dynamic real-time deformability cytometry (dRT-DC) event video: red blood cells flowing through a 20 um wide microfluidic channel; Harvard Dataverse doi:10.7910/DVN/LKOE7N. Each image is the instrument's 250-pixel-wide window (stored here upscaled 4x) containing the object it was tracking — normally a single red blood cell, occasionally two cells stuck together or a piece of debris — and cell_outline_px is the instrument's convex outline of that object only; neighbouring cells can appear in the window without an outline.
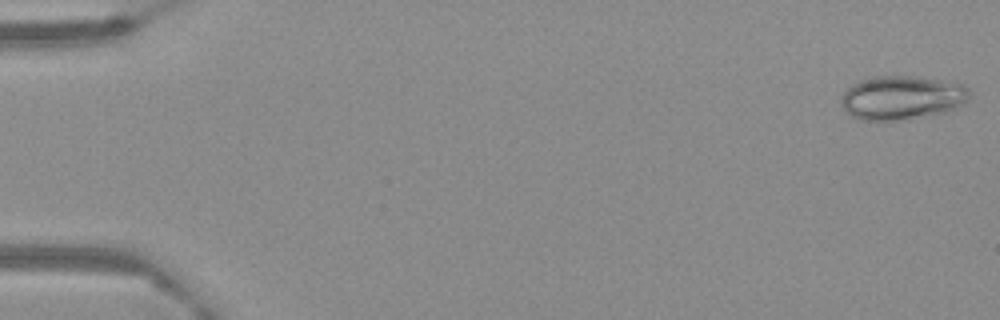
{"species": "Egyptian fruit bat (a non-hibernating species)", "species_latin": "Rousettus aegyptiacus", "temperature_condition": "warm", "stored_images_in_passage": 58, "camera_frame_rate_fps": 3000, "um_per_image_px": 0.085, "frame": {"image": 1, "passage_image": 1, "time_ms": 0.0, "image_size_px": [1000, 320], "cell_outline_px": [[972, 92], [964, 104], [944, 112], [904, 120], [860, 120], [852, 116], [840, 104], [840, 96], [856, 80], [876, 76], [908, 76], [964, 84]], "centroid_in_image_um": [76.63, 8.3], "position_along_channel_um": 8.4, "area_um2": 32.83}}
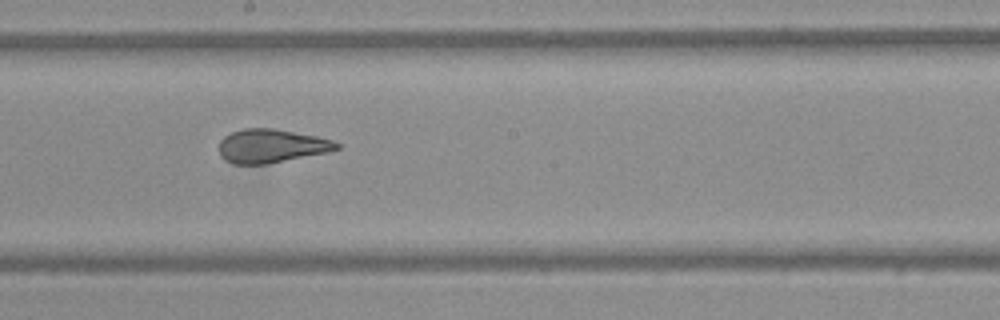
{"frame": {"image": 2, "passage_image": 36, "time_ms": 11.667, "image_size_px": [1000, 320], "cell_outline_px": [[340, 148], [328, 152], [268, 164], [232, 164], [224, 160], [220, 156], [220, 140], [224, 136], [232, 132], [244, 128], [272, 128], [316, 136], [332, 140], [340, 144]], "centroid_in_image_um": [23.05, 12.41], "position_along_channel_um": 225.2, "area_um2": 23.06}}
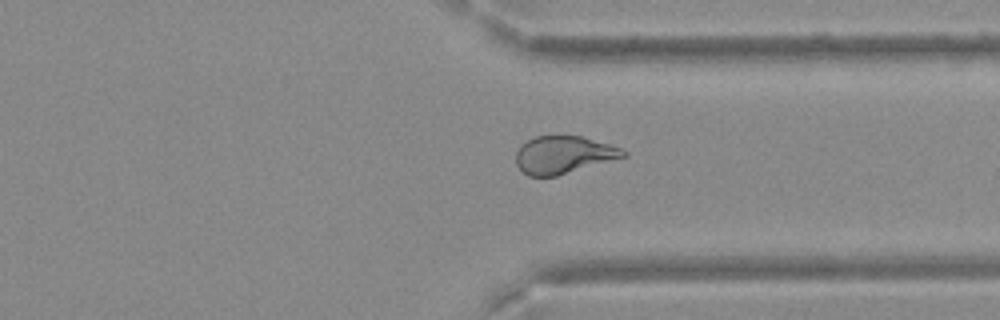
{"frame": {"image": 3, "passage_image": 49, "time_ms": 16.0, "image_size_px": [1000, 320], "cell_outline_px": [[628, 156], [556, 176], [528, 176], [516, 164], [516, 152], [520, 144], [536, 136], [580, 136], [608, 144], [620, 148], [628, 152]], "centroid_in_image_um": [47.89, 13.16], "position_along_channel_um": 363.5, "area_um2": 23.35}}